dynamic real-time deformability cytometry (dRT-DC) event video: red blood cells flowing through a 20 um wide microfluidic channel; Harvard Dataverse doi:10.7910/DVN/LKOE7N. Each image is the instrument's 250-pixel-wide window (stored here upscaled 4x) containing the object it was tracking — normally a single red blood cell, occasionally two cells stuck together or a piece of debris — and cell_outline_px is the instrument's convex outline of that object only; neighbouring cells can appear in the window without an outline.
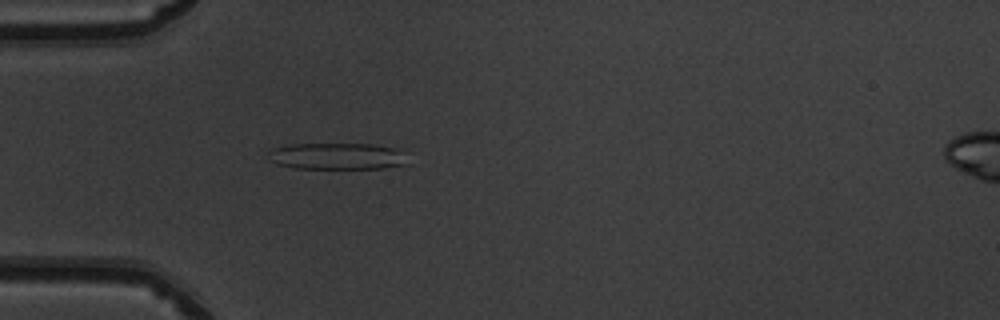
{"species": "common noctule bat (a hibernating species)", "species_latin": "Nyctalus noctula", "temperature_condition": "warm", "stored_images_in_passage": 43, "camera_frame_rate_fps": 3000, "um_per_image_px": 0.085, "animal": {"sex": "male", "body_mass_g": 19.5, "forearm_length_mm": 54.6}, "frame": {"image": 1, "passage_image": 8, "time_ms": 2.333, "image_size_px": [1000, 320], "cell_outline_px": [[408, 164], [384, 168], [296, 168], [276, 164], [268, 160], [268, 152], [272, 148], [292, 144], [372, 144], [404, 148]], "centroid_in_image_um": [28.72, 13.27], "position_along_channel_um": 56.3, "area_um2": 22.02}}
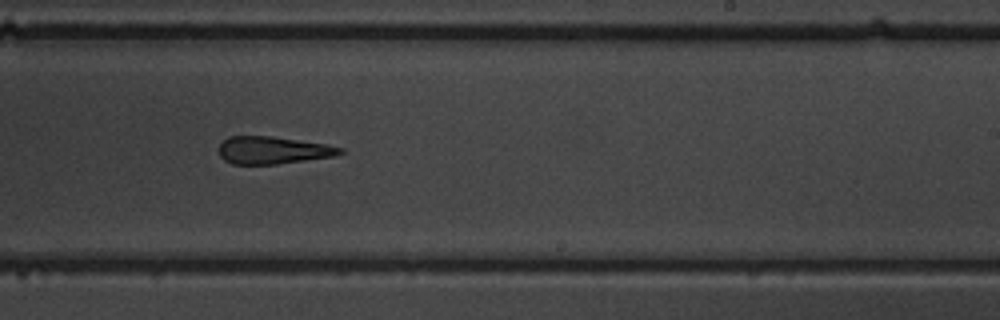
{"frame": {"image": 2, "passage_image": 24, "time_ms": 7.667, "image_size_px": [1000, 320], "cell_outline_px": [[344, 152], [332, 156], [276, 164], [232, 164], [224, 160], [220, 156], [220, 144], [228, 136], [272, 136], [328, 144], [344, 148]], "centroid_in_image_um": [23.19, 12.76], "position_along_channel_um": 265.8, "area_um2": 19.31}}
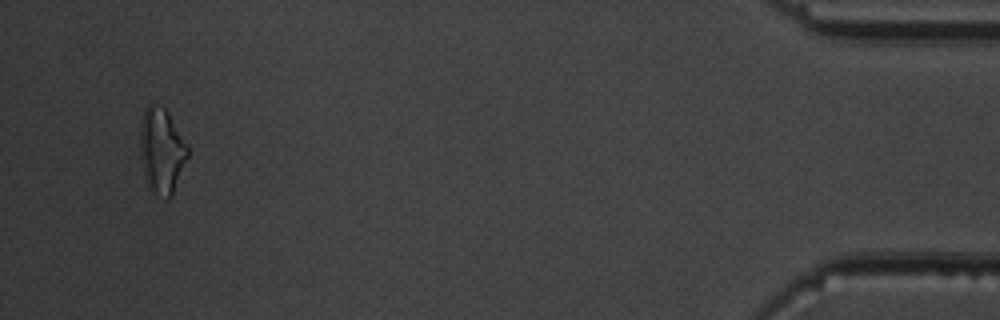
{"frame": {"image": 3, "passage_image": 41, "time_ms": 13.333, "image_size_px": [1000, 320], "cell_outline_px": [[188, 156], [172, 196], [168, 200], [148, 188], [144, 180], [140, 156], [140, 132], [144, 108], [152, 100], [164, 108], [168, 112], [188, 144]], "centroid_in_image_um": [13.73, 12.79], "position_along_channel_um": 421.5, "area_um2": 24.1}, "authors_computed_cell_mechanics": {"area_um2": 20.6924, "velocity_mm_per_s": 4.0612, "shape_relaxation_time_tau1_ms": null, "shape_relaxation_time_tau2_ms": 3.7412, "deformation_change_tau1": null, "deformation_change_tau2": 0.1661}}